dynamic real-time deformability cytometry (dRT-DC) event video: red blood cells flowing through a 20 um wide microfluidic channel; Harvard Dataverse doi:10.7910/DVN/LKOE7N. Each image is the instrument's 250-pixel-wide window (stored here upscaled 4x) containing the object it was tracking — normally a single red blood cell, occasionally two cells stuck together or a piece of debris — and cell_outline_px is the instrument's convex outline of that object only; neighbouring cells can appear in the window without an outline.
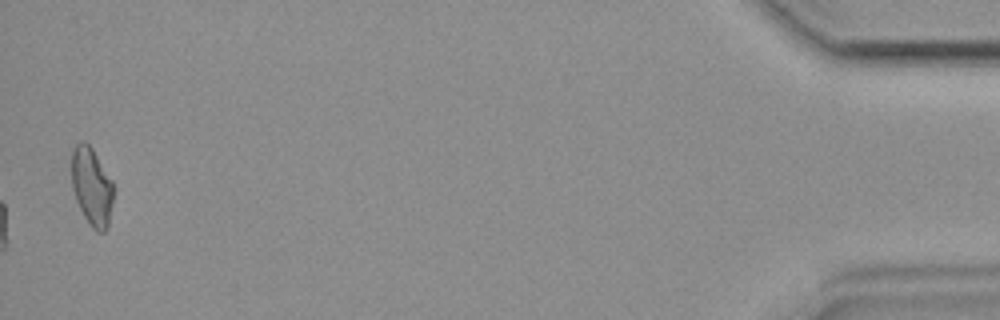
{"species": "common noctule bat (a hibernating species)", "species_latin": "Nyctalus noctula", "temperature_condition": "room temperature", "stored_images_in_passage": 39, "camera_frame_rate_fps": 3000, "um_per_image_px": 0.085, "animal": {"sex": "female", "body_mass_g": 19.9}, "frame": {"image": 1, "passage_image": 39, "time_ms": 12.667, "image_size_px": [1000, 320], "cell_outline_px": [[112, 204], [108, 228], [104, 232], [96, 232], [92, 228], [84, 216], [76, 200], [72, 188], [72, 152], [76, 144], [80, 140], [84, 140], [92, 148], [112, 180]], "centroid_in_image_um": [7.79, 15.87], "position_along_channel_um": 427.4, "area_um2": 18.96}}